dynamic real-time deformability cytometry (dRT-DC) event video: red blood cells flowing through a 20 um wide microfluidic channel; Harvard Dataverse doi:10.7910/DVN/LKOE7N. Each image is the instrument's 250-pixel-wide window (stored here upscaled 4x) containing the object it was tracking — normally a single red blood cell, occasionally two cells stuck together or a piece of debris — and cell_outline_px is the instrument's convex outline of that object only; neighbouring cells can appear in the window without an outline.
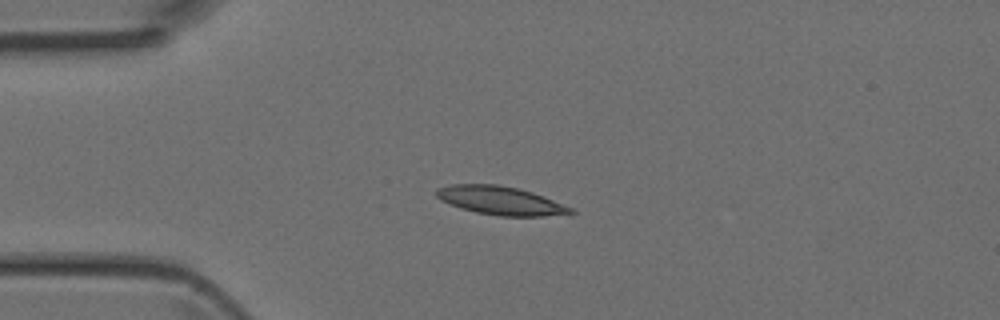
{"species": "Egyptian fruit bat (a non-hibernating species)", "species_latin": "Rousettus aegyptiacus", "temperature_condition": "room temperature", "stored_images_in_passage": 3, "camera_frame_rate_fps": 3000, "um_per_image_px": 0.085, "animal": {"sex": "female"}, "frame": {"image": 1, "passage_image": 2, "time_ms": 0.333, "image_size_px": [1000, 320], "cell_outline_px": [[576, 212], [544, 216], [500, 216], [476, 212], [460, 208], [440, 200], [436, 196], [436, 188], [448, 184], [496, 184], [520, 188], [544, 196], [572, 208]], "centroid_in_image_um": [42.5, 17.03], "position_along_channel_um": 42.5, "area_um2": 22.31}}
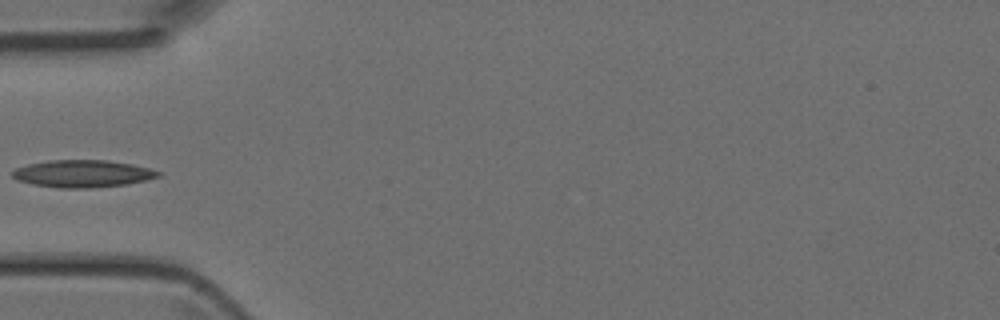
{"frame": {"image": 2, "passage_image": 3, "time_ms": 0.667, "image_size_px": [1000, 320], "cell_outline_px": [[160, 176], [144, 180], [124, 184], [88, 188], [60, 188], [32, 184], [16, 180], [12, 176], [12, 172], [16, 168], [28, 164], [52, 160], [104, 160], [132, 164], [148, 168], [160, 172]], "centroid_in_image_um": [6.97, 14.76], "position_along_channel_um": 78.0, "area_um2": 22.89}}